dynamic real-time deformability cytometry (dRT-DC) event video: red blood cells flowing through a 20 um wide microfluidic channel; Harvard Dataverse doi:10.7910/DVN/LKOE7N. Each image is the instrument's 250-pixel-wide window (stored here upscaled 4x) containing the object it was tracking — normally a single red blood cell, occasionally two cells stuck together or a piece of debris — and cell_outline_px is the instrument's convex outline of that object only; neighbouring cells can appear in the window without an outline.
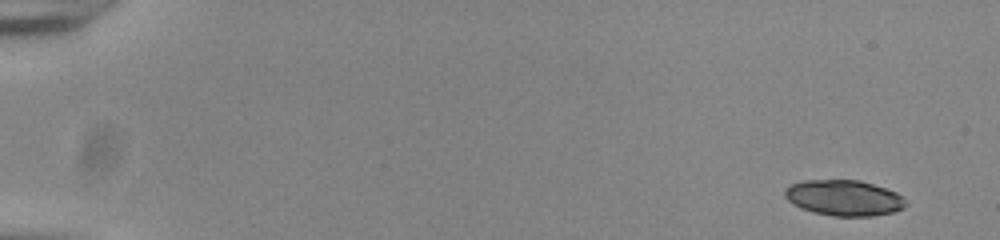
{"species": "common noctule bat (a hibernating species)", "species_latin": "Nyctalus noctula", "temperature_condition": "room temperature", "stored_images_in_passage": 52, "camera_frame_rate_fps": 3000, "um_per_image_px": 0.085, "animal": {"sex": "male", "body_mass_g": 20.0, "forearm_length_mm": 53.3}, "frame": {"image": 1, "passage_image": 1, "time_ms": 0.0, "image_size_px": [1000, 240], "cell_outline_px": [[908, 204], [904, 208], [892, 212], [872, 216], [832, 216], [812, 212], [800, 208], [792, 204], [784, 196], [784, 188], [788, 184], [804, 180], [860, 180], [896, 192], [908, 200]], "centroid_in_image_um": [71.71, 16.82], "position_along_channel_um": 13.3, "area_um2": 25.49}}
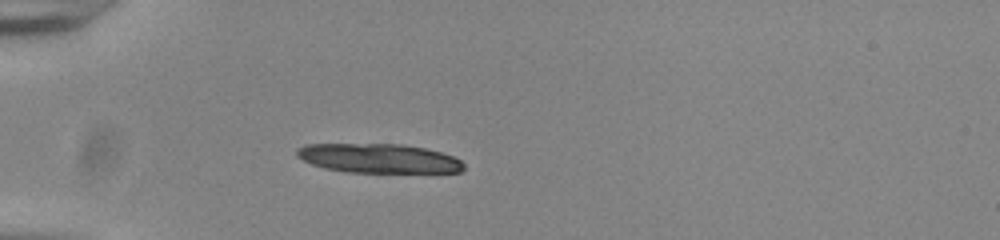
{"frame": {"image": 2, "passage_image": 15, "time_ms": 4.667, "image_size_px": [1000, 240], "cell_outline_px": [[464, 168], [460, 172], [348, 172], [324, 168], [312, 164], [296, 156], [296, 148], [304, 144], [400, 144], [424, 148], [440, 152], [452, 156], [460, 160], [464, 164]], "centroid_in_image_um": [32.15, 13.45], "position_along_channel_um": 52.9, "area_um2": 28.32}}
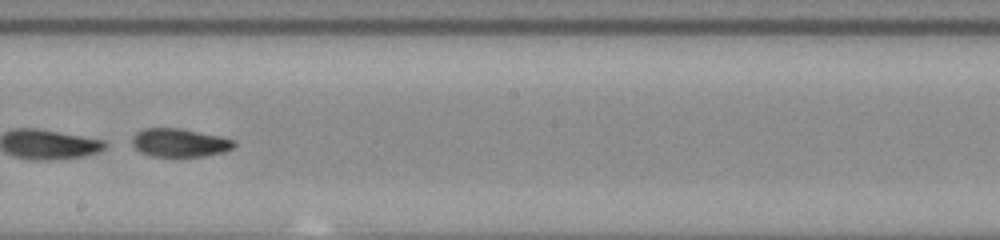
{"frame": {"image": 3, "passage_image": 31, "time_ms": 10.0, "image_size_px": [1000, 240], "cell_outline_px": [[236, 144], [232, 148], [224, 152], [204, 156], [148, 156], [140, 152], [132, 144], [132, 136], [136, 132], [144, 128], [180, 128], [220, 136], [236, 140]], "centroid_in_image_um": [15.26, 12.12], "position_along_channel_um": 232.9, "area_um2": 16.94}, "authors_computed_cell_mechanics": {"area_um2": 25.5765, "velocity_mm_per_s": 3.8423, "shape_relaxation_time_tau1_ms": 1.4725, "shape_relaxation_time_tau2_ms": 5.2248, "deformation_change_tau1": 0.2741, "deformation_change_tau2": 0.111}}